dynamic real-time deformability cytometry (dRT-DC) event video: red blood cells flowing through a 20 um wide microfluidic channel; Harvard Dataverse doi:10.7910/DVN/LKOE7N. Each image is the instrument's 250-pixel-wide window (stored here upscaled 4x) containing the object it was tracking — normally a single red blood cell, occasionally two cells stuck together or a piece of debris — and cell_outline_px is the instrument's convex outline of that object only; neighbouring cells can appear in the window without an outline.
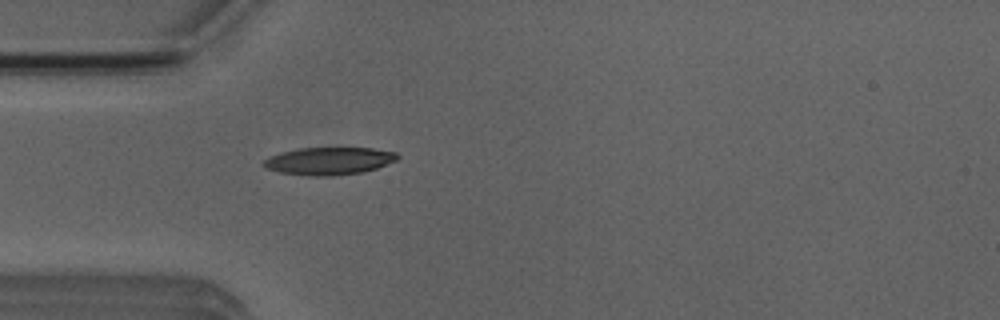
{"species": "Egyptian fruit bat (a non-hibernating species)", "species_latin": "Rousettus aegyptiacus", "temperature_condition": "room temperature", "stored_images_in_passage": 1, "camera_frame_rate_fps": 3000, "um_per_image_px": 0.085, "animal": {"sex": "male"}, "frame": {"image": 1, "passage_image": 1, "time_ms": 0.0, "image_size_px": [1000, 320], "cell_outline_px": [[400, 156], [396, 160], [376, 168], [364, 172], [324, 176], [312, 176], [280, 172], [264, 168], [260, 164], [268, 156], [300, 148], [372, 148], [396, 152]], "centroid_in_image_um": [27.94, 13.68], "position_along_channel_um": 57.1, "area_um2": 21.39}}